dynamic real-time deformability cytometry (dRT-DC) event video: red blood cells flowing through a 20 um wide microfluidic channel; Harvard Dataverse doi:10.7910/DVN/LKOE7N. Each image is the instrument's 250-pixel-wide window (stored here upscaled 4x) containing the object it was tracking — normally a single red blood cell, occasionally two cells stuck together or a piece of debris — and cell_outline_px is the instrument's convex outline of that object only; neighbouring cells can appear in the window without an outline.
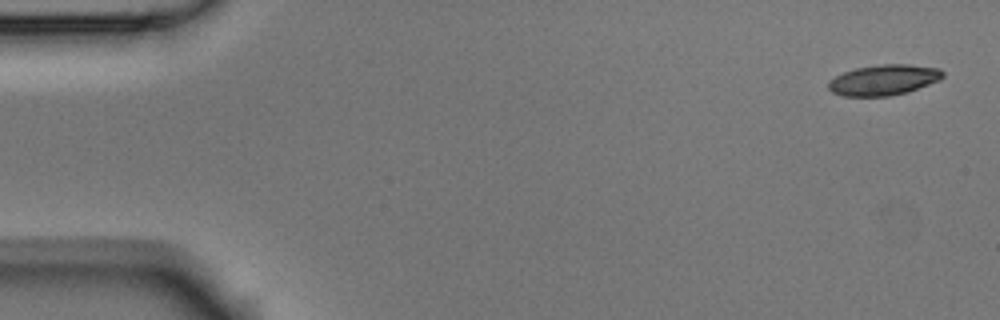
{"species": "Egyptian fruit bat (a non-hibernating species)", "species_latin": "Rousettus aegyptiacus", "temperature_condition": "room temperature", "stored_images_in_passage": 3, "segment_of_instrument_passage": [2, 2], "camera_frame_rate_fps": 3000, "um_per_image_px": 0.085, "animal": {"sex": "male"}, "frame": {"image": 1, "passage_image": 3, "time_ms": 0.667, "image_size_px": [1000, 320], "cell_outline_px": [[944, 76], [940, 80], [908, 92], [888, 96], [844, 96], [832, 92], [828, 88], [828, 80], [844, 72], [856, 68], [880, 64], [908, 64], [940, 68], [944, 72]], "centroid_in_image_um": [75.13, 6.79], "position_along_channel_um": 9.9, "area_um2": 20.46}}